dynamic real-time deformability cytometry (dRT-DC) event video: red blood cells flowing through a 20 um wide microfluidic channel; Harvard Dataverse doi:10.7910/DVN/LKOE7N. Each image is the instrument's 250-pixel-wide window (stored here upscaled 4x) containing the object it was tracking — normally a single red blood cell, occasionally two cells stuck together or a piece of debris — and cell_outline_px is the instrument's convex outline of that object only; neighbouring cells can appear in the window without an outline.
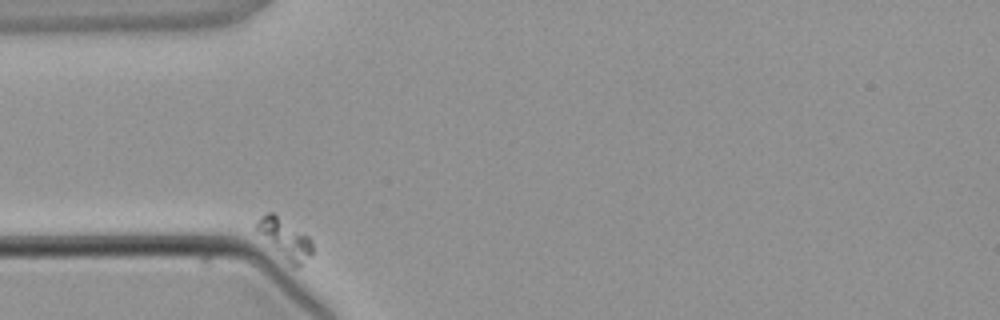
{"species": "common noctule bat (a hibernating species)", "species_latin": "Nyctalus noctula", "temperature_condition": "warm", "stored_images_in_passage": 2, "camera_frame_rate_fps": 3000, "um_per_image_px": 0.085, "animal": {"sex": "male", "body_mass_g": 21.5, "forearm_length_mm": 52.0}, "frame": {"image": 1, "passage_image": 1, "time_ms": 0.0, "image_size_px": [1000, 320], "cell_outline_px": [[312, 252], [296, 268], [292, 268], [256, 228], [256, 224], [260, 216], [268, 212], [272, 212], [308, 236], [312, 240]], "centroid_in_image_um": [24.24, 20.3], "position_along_channel_um": 60.8, "area_um2": 12.31}}
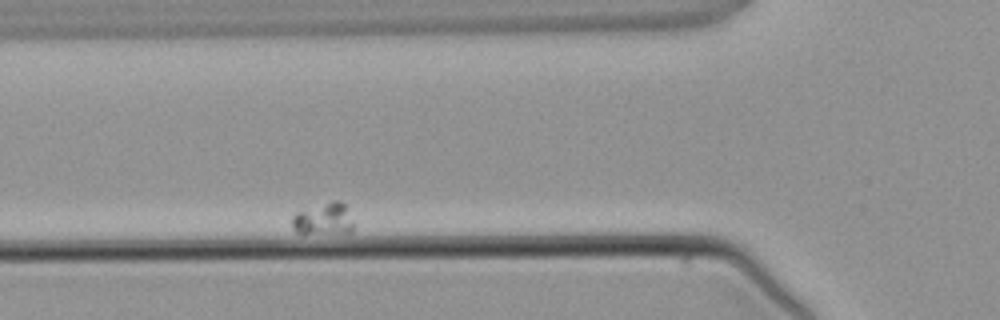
{"frame": {"image": 2, "passage_image": 2, "time_ms": 1.333, "image_size_px": [1000, 320], "cell_outline_px": [[352, 232], [296, 232], [292, 228], [292, 216], [296, 212], [332, 200], [340, 200], [344, 204], [352, 220]], "centroid_in_image_um": [27.49, 18.58], "position_along_channel_um": 98.3, "area_um2": 11.1}}